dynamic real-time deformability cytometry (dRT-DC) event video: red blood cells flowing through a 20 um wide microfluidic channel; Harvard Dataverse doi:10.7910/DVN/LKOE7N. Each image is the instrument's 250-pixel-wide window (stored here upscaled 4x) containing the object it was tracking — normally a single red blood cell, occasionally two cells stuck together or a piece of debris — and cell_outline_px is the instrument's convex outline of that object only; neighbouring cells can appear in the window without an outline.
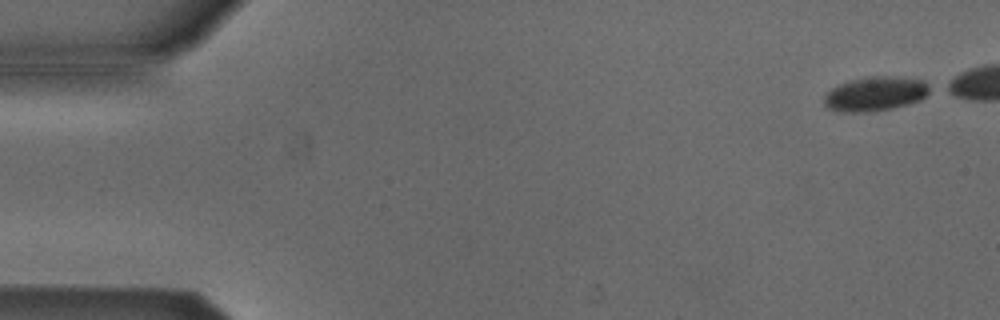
{"species": "Egyptian fruit bat (a non-hibernating species)", "species_latin": "Rousettus aegyptiacus", "temperature_condition": "cold", "stored_images_in_passage": 42, "camera_frame_rate_fps": 3000, "um_per_image_px": 0.085, "animal": {"sex": "male"}, "frame": {"image": 1, "passage_image": 1, "time_ms": 0.0, "image_size_px": [1000, 320], "cell_outline_px": [[936, 88], [920, 100], [888, 108], [868, 112], [844, 112], [828, 108], [824, 104], [824, 96], [832, 88], [848, 80], [868, 76], [884, 76], [920, 80]], "centroid_in_image_um": [74.4, 7.96], "position_along_channel_um": 10.6, "area_um2": 20.92}}
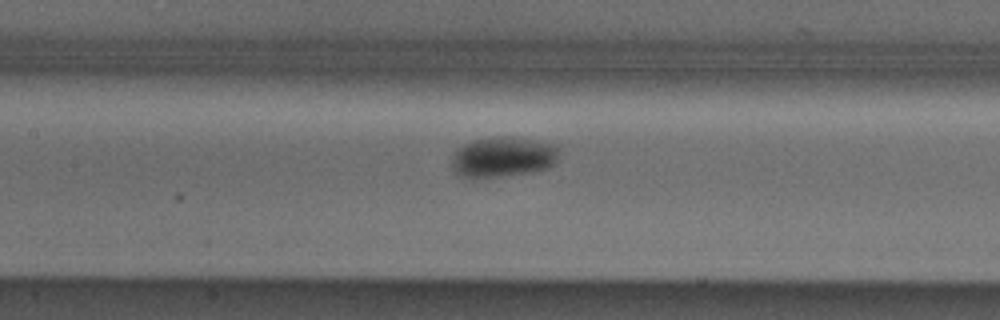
{"frame": {"image": 2, "passage_image": 23, "time_ms": 7.333, "image_size_px": [1000, 320], "cell_outline_px": [[560, 152], [556, 160], [548, 168], [532, 172], [496, 176], [464, 176], [456, 172], [452, 164], [452, 160], [456, 148], [464, 144], [476, 140], [500, 136], [512, 136], [556, 144]], "centroid_in_image_um": [42.81, 13.31], "position_along_channel_um": 164.6, "area_um2": 24.8}}
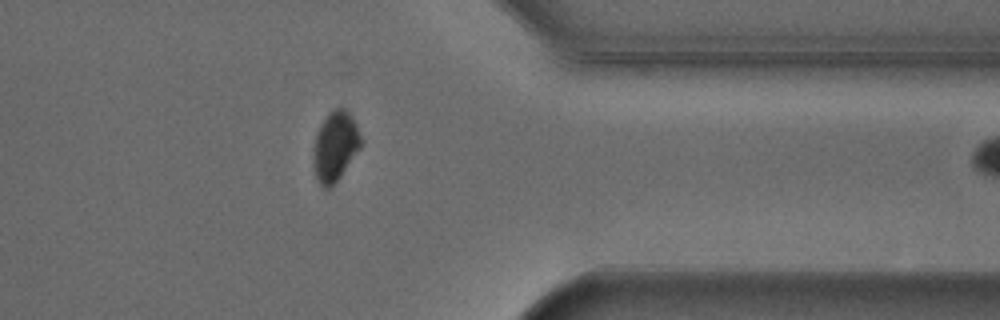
{"frame": {"image": 3, "passage_image": 41, "time_ms": 13.333, "image_size_px": [1000, 320], "cell_outline_px": [[360, 148], [332, 188], [324, 188], [320, 184], [316, 176], [312, 160], [316, 136], [320, 124], [328, 112], [336, 108], [344, 108], [352, 116], [356, 124], [360, 136]], "centroid_in_image_um": [28.47, 12.44], "position_along_channel_um": 382.9, "area_um2": 19.13}}